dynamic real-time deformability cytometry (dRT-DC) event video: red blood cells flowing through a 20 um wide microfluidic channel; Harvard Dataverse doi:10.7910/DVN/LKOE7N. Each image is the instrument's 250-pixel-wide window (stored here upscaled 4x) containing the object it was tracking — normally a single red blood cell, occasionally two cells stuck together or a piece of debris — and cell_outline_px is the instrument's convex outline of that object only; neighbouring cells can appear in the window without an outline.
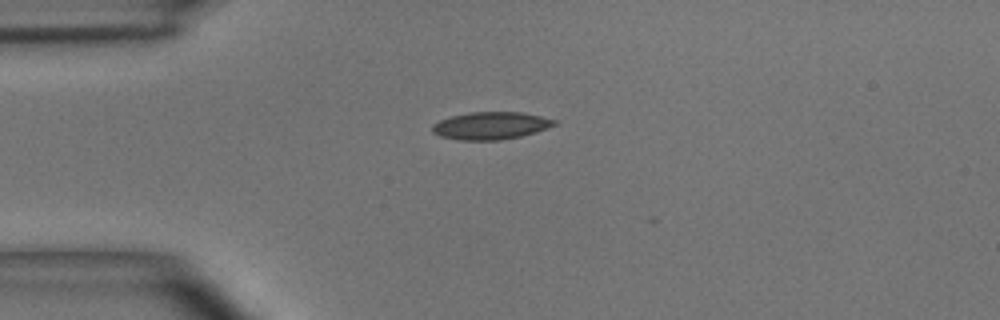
{"species": "common noctule bat (a hibernating species)", "species_latin": "Nyctalus noctula", "temperature_condition": "room temperature", "stored_images_in_passage": 2, "camera_frame_rate_fps": 3000, "um_per_image_px": 0.085, "animal": {"sex": "male", "body_mass_g": 15.6}, "frame": {"image": 1, "passage_image": 1, "time_ms": 0.0, "image_size_px": [1000, 320], "cell_outline_px": [[556, 124], [548, 128], [536, 132], [520, 136], [500, 140], [460, 140], [440, 136], [432, 132], [432, 124], [440, 120], [452, 116], [468, 112], [524, 112], [556, 120]], "centroid_in_image_um": [41.71, 10.68], "position_along_channel_um": 43.3, "area_um2": 19.54}}
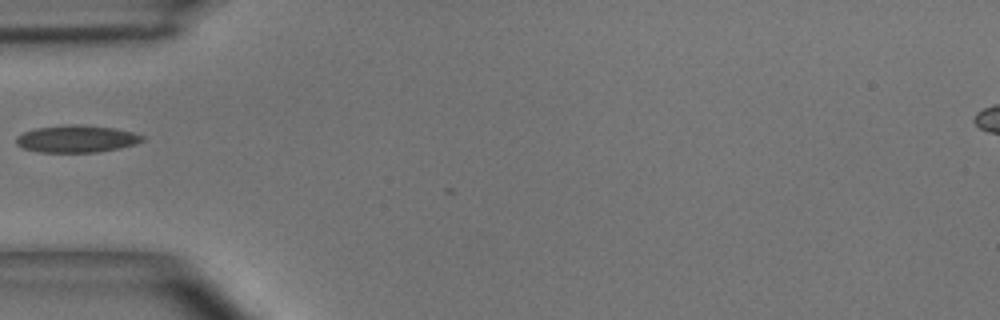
{"frame": {"image": 2, "passage_image": 2, "time_ms": 0.333, "image_size_px": [1000, 320], "cell_outline_px": [[144, 140], [136, 144], [120, 148], [96, 152], [40, 152], [24, 148], [16, 144], [16, 136], [24, 132], [36, 128], [64, 124], [76, 124], [116, 128], [132, 132], [144, 136]], "centroid_in_image_um": [6.52, 11.79], "position_along_channel_um": 78.5, "area_um2": 20.06}}